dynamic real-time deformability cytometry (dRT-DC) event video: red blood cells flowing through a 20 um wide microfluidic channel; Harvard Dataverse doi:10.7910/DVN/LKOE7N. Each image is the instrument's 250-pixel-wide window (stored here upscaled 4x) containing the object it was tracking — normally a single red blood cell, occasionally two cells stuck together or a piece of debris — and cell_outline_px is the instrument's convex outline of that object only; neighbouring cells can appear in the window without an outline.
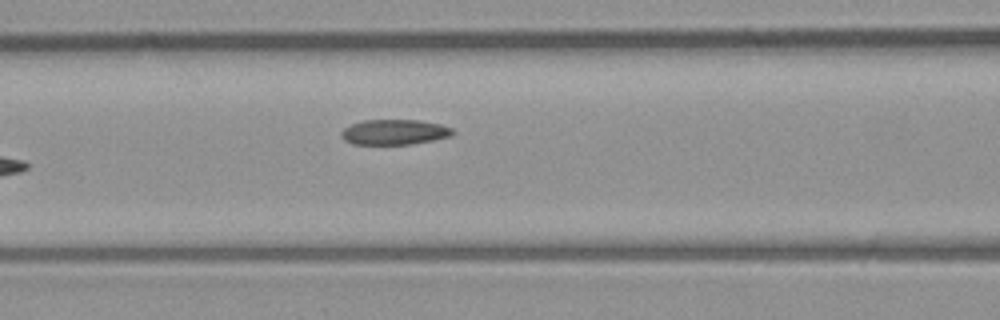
{"species": "common noctule bat (a hibernating species)", "species_latin": "Nyctalus noctula", "temperature_condition": "room temperature", "stored_images_in_passage": 6, "camera_frame_rate_fps": 3000, "um_per_image_px": 0.085, "animal": {"sex": "male", "body_mass_g": 23.1, "forearm_length_mm": 52.7}, "frame": {"image": 1, "passage_image": 6, "time_ms": 6.667, "image_size_px": [1000, 320], "cell_outline_px": [[456, 132], [452, 136], [412, 144], [352, 144], [344, 140], [340, 136], [340, 132], [344, 128], [352, 124], [364, 120], [420, 120], [440, 124], [452, 128]], "centroid_in_image_um": [33.53, 11.23], "position_along_channel_um": 133.1, "area_um2": 16.47}}